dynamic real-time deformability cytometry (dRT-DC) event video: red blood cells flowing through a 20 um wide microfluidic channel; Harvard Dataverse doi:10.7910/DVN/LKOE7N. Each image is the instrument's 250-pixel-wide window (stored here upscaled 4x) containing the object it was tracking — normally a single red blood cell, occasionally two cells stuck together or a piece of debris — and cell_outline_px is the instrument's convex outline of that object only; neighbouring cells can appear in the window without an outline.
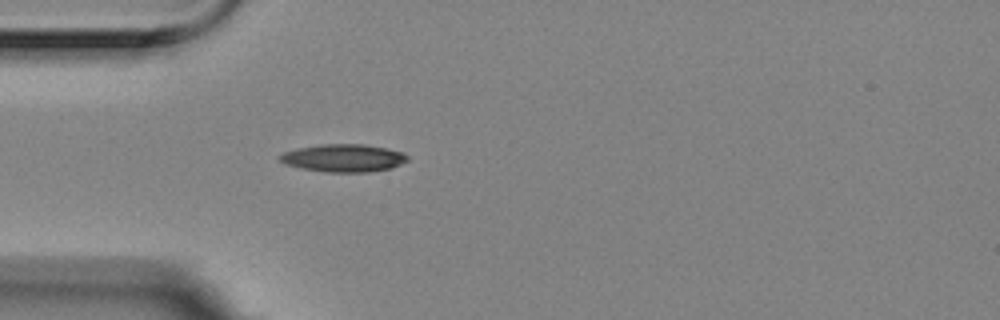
{"species": "Egyptian fruit bat (a non-hibernating species)", "species_latin": "Rousettus aegyptiacus", "temperature_condition": "room temperature", "stored_images_in_passage": 41, "camera_frame_rate_fps": 3000, "um_per_image_px": 0.085, "animal": {"sex": "female"}, "frame": {"image": 1, "passage_image": 1, "time_ms": 0.0, "image_size_px": [1000, 320], "cell_outline_px": [[408, 160], [400, 164], [388, 168], [368, 172], [328, 172], [300, 168], [284, 164], [280, 160], [280, 156], [284, 152], [296, 148], [324, 144], [364, 144], [404, 152], [408, 156]], "centroid_in_image_um": [29.19, 13.43], "position_along_channel_um": 55.8, "area_um2": 20.46}}
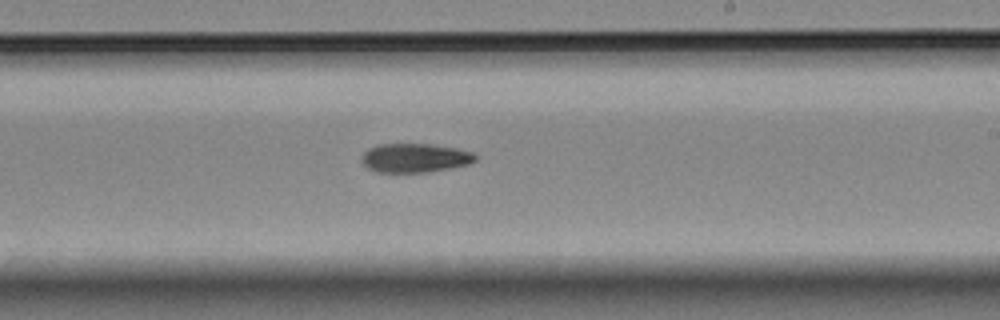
{"frame": {"image": 2, "passage_image": 18, "time_ms": 5.667, "image_size_px": [1000, 320], "cell_outline_px": [[476, 160], [468, 164], [452, 168], [428, 172], [376, 172], [368, 168], [360, 160], [364, 152], [368, 148], [380, 144], [432, 144], [456, 148], [472, 152], [476, 156]], "centroid_in_image_um": [35.26, 13.42], "position_along_channel_um": 253.7, "area_um2": 19.25}}
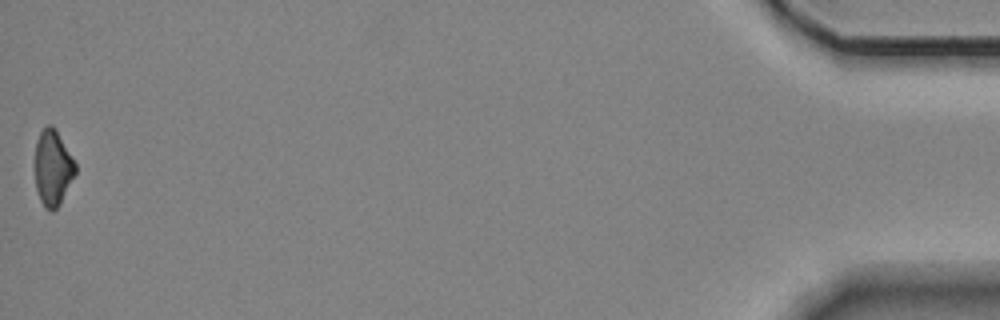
{"frame": {"image": 3, "passage_image": 41, "time_ms": 13.333, "image_size_px": [1000, 320], "cell_outline_px": [[76, 172], [60, 204], [52, 212], [44, 208], [40, 200], [36, 188], [36, 140], [40, 132], [48, 124], [52, 124], [56, 128], [76, 164]], "centroid_in_image_um": [4.49, 14.26], "position_along_channel_um": 430.7, "area_um2": 17.74}, "authors_computed_cell_mechanics": {"area_um2": 19.5364, "velocity_mm_per_s": 3.5589, "shape_relaxation_time_tau1_ms": 4.8036, "shape_relaxation_time_tau2_ms": null, "deformation_change_tau1": 0.1358, "deformation_change_tau2": null}}